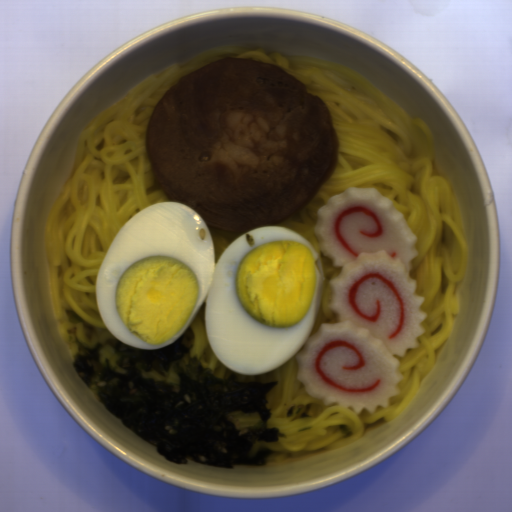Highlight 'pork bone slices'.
Listing matches in <instances>:
<instances>
[{
  "label": "pork bone slices",
  "instance_id": "d1f655de",
  "mask_svg": "<svg viewBox=\"0 0 512 512\" xmlns=\"http://www.w3.org/2000/svg\"><path fill=\"white\" fill-rule=\"evenodd\" d=\"M144 147L168 202L242 235L308 206L340 150L321 97L281 65L244 56L181 76L155 105Z\"/></svg>",
  "mask_w": 512,
  "mask_h": 512
}]
</instances>
